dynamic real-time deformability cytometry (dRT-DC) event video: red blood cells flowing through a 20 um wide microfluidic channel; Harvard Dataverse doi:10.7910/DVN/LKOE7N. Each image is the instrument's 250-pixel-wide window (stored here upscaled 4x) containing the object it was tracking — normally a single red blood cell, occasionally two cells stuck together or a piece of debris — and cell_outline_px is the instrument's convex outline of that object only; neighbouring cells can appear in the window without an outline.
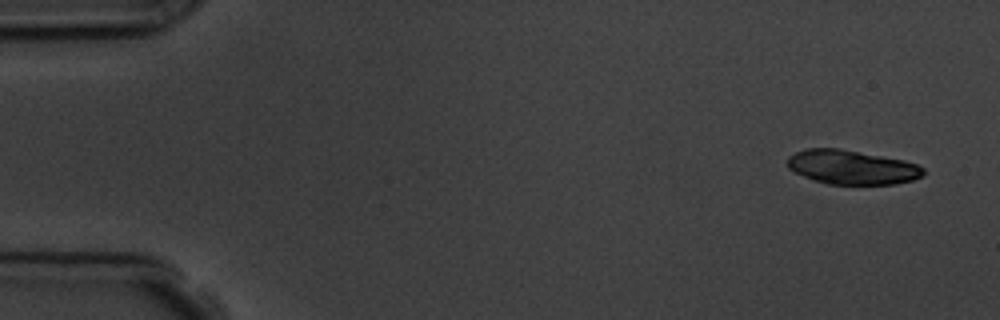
{"species": "common noctule bat (a hibernating species)", "species_latin": "Nyctalus noctula", "temperature_condition": "room temperature", "stored_images_in_passage": 7, "camera_frame_rate_fps": 3000, "um_per_image_px": 0.085, "animal": {"sex": "male", "body_mass_g": 19.5, "forearm_length_mm": 54.6}, "frame": {"image": 1, "passage_image": 1, "time_ms": 0.0, "image_size_px": [1000, 320], "cell_outline_px": [[924, 176], [912, 180], [896, 184], [828, 184], [812, 180], [788, 168], [788, 156], [804, 148], [840, 148], [904, 160], [916, 164], [924, 168]], "centroid_in_image_um": [72.41, 14.21], "position_along_channel_um": 12.6, "area_um2": 27.17}}